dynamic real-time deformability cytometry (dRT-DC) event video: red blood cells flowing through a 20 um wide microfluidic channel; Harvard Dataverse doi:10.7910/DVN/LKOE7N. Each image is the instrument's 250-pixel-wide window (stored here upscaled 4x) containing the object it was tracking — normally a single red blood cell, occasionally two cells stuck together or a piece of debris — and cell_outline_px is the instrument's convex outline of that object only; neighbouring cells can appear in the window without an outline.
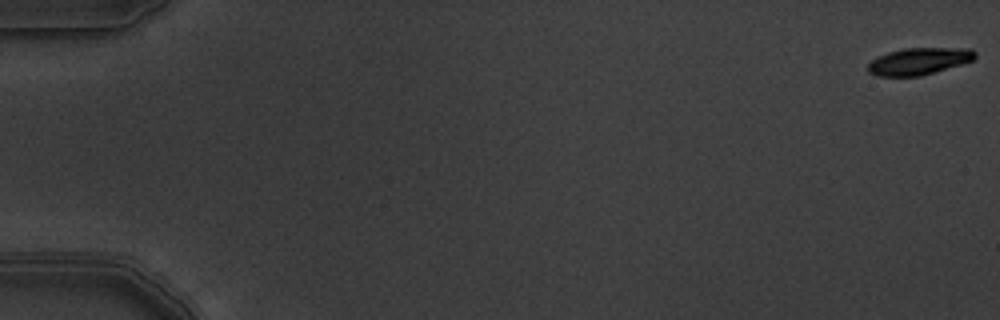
{"species": "common noctule bat (a hibernating species)", "species_latin": "Nyctalus noctula", "temperature_condition": "warm", "stored_images_in_passage": 6, "camera_frame_rate_fps": 3000, "um_per_image_px": 0.085, "animal": {"sex": "male", "body_mass_g": 19.5, "forearm_length_mm": 54.6}, "frame": {"image": 1, "passage_image": 1, "time_ms": 0.0, "image_size_px": [1000, 320], "cell_outline_px": [[976, 56], [972, 60], [960, 64], [920, 76], [876, 76], [868, 72], [868, 64], [876, 56], [888, 52], [904, 48], [972, 48], [976, 52]], "centroid_in_image_um": [78.08, 5.19], "position_along_channel_um": 6.9, "area_um2": 16.76}}